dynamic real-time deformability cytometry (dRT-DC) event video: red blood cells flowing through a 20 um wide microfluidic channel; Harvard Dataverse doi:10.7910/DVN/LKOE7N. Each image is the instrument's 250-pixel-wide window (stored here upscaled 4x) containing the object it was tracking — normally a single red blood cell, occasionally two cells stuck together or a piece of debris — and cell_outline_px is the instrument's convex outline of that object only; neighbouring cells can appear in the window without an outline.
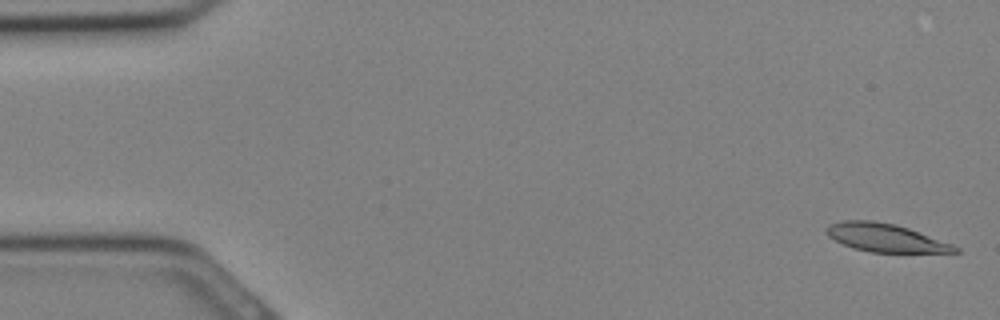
{"species": "Egyptian fruit bat (a non-hibernating species)", "species_latin": "Rousettus aegyptiacus", "temperature_condition": "cold", "stored_images_in_passage": 6, "camera_frame_rate_fps": 3000, "um_per_image_px": 0.085, "animal": {"sex": "female"}, "frame": {"image": 1, "passage_image": 1, "time_ms": 0.0, "image_size_px": [1000, 320], "cell_outline_px": [[960, 252], [872, 252], [852, 248], [828, 236], [828, 224], [844, 220], [872, 220], [896, 224], [908, 228], [952, 244], [960, 248]], "centroid_in_image_um": [75.27, 20.2], "position_along_channel_um": 9.7, "area_um2": 20.81}}